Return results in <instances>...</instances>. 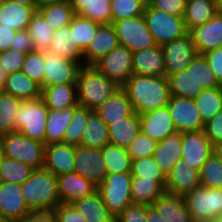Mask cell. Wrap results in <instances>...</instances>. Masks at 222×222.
Masks as SVG:
<instances>
[{
    "label": "cell",
    "mask_w": 222,
    "mask_h": 222,
    "mask_svg": "<svg viewBox=\"0 0 222 222\" xmlns=\"http://www.w3.org/2000/svg\"><path fill=\"white\" fill-rule=\"evenodd\" d=\"M122 88L138 115L166 107L171 96L166 76L133 74Z\"/></svg>",
    "instance_id": "6da1fadb"
},
{
    "label": "cell",
    "mask_w": 222,
    "mask_h": 222,
    "mask_svg": "<svg viewBox=\"0 0 222 222\" xmlns=\"http://www.w3.org/2000/svg\"><path fill=\"white\" fill-rule=\"evenodd\" d=\"M25 203L31 212L55 210L62 203L59 198L57 177L45 168L34 169L21 184Z\"/></svg>",
    "instance_id": "7a4b0ae2"
},
{
    "label": "cell",
    "mask_w": 222,
    "mask_h": 222,
    "mask_svg": "<svg viewBox=\"0 0 222 222\" xmlns=\"http://www.w3.org/2000/svg\"><path fill=\"white\" fill-rule=\"evenodd\" d=\"M120 86L94 65H82L77 78L78 105L95 110Z\"/></svg>",
    "instance_id": "3957f363"
},
{
    "label": "cell",
    "mask_w": 222,
    "mask_h": 222,
    "mask_svg": "<svg viewBox=\"0 0 222 222\" xmlns=\"http://www.w3.org/2000/svg\"><path fill=\"white\" fill-rule=\"evenodd\" d=\"M0 144L5 157L20 161L33 169L43 168L45 144L32 140L19 131L1 136Z\"/></svg>",
    "instance_id": "277c9868"
},
{
    "label": "cell",
    "mask_w": 222,
    "mask_h": 222,
    "mask_svg": "<svg viewBox=\"0 0 222 222\" xmlns=\"http://www.w3.org/2000/svg\"><path fill=\"white\" fill-rule=\"evenodd\" d=\"M48 111L42 98L22 101L14 116V131L45 144Z\"/></svg>",
    "instance_id": "5b68a950"
},
{
    "label": "cell",
    "mask_w": 222,
    "mask_h": 222,
    "mask_svg": "<svg viewBox=\"0 0 222 222\" xmlns=\"http://www.w3.org/2000/svg\"><path fill=\"white\" fill-rule=\"evenodd\" d=\"M183 197L194 222H213L222 215V189L200 186Z\"/></svg>",
    "instance_id": "8992f818"
},
{
    "label": "cell",
    "mask_w": 222,
    "mask_h": 222,
    "mask_svg": "<svg viewBox=\"0 0 222 222\" xmlns=\"http://www.w3.org/2000/svg\"><path fill=\"white\" fill-rule=\"evenodd\" d=\"M131 172L107 174L97 187L105 206L116 218L127 206L133 204L131 198Z\"/></svg>",
    "instance_id": "52a82bcc"
},
{
    "label": "cell",
    "mask_w": 222,
    "mask_h": 222,
    "mask_svg": "<svg viewBox=\"0 0 222 222\" xmlns=\"http://www.w3.org/2000/svg\"><path fill=\"white\" fill-rule=\"evenodd\" d=\"M143 17L157 45L174 41L188 33L183 17L159 11L148 3Z\"/></svg>",
    "instance_id": "ba28073f"
},
{
    "label": "cell",
    "mask_w": 222,
    "mask_h": 222,
    "mask_svg": "<svg viewBox=\"0 0 222 222\" xmlns=\"http://www.w3.org/2000/svg\"><path fill=\"white\" fill-rule=\"evenodd\" d=\"M112 25L118 36L119 44L128 48L132 53L157 45L147 28L143 15L113 21Z\"/></svg>",
    "instance_id": "9c48e42d"
},
{
    "label": "cell",
    "mask_w": 222,
    "mask_h": 222,
    "mask_svg": "<svg viewBox=\"0 0 222 222\" xmlns=\"http://www.w3.org/2000/svg\"><path fill=\"white\" fill-rule=\"evenodd\" d=\"M81 67L80 62L44 51V80L41 89L57 84H77Z\"/></svg>",
    "instance_id": "30bf717a"
},
{
    "label": "cell",
    "mask_w": 222,
    "mask_h": 222,
    "mask_svg": "<svg viewBox=\"0 0 222 222\" xmlns=\"http://www.w3.org/2000/svg\"><path fill=\"white\" fill-rule=\"evenodd\" d=\"M177 132H196L204 130L203 122L195 99L171 95L167 104Z\"/></svg>",
    "instance_id": "8fae6325"
},
{
    "label": "cell",
    "mask_w": 222,
    "mask_h": 222,
    "mask_svg": "<svg viewBox=\"0 0 222 222\" xmlns=\"http://www.w3.org/2000/svg\"><path fill=\"white\" fill-rule=\"evenodd\" d=\"M133 53L123 45H118L109 54L97 61L96 66L109 79L122 87L133 75Z\"/></svg>",
    "instance_id": "7c38bea8"
},
{
    "label": "cell",
    "mask_w": 222,
    "mask_h": 222,
    "mask_svg": "<svg viewBox=\"0 0 222 222\" xmlns=\"http://www.w3.org/2000/svg\"><path fill=\"white\" fill-rule=\"evenodd\" d=\"M161 47L164 56L166 77L186 70L197 55L195 44L189 33L179 39L165 43Z\"/></svg>",
    "instance_id": "4fadbf2b"
},
{
    "label": "cell",
    "mask_w": 222,
    "mask_h": 222,
    "mask_svg": "<svg viewBox=\"0 0 222 222\" xmlns=\"http://www.w3.org/2000/svg\"><path fill=\"white\" fill-rule=\"evenodd\" d=\"M73 172L99 186L107 175L101 149L75 147V164Z\"/></svg>",
    "instance_id": "5bb4252c"
},
{
    "label": "cell",
    "mask_w": 222,
    "mask_h": 222,
    "mask_svg": "<svg viewBox=\"0 0 222 222\" xmlns=\"http://www.w3.org/2000/svg\"><path fill=\"white\" fill-rule=\"evenodd\" d=\"M213 145L204 130L182 133L181 159L200 171L202 165L212 155Z\"/></svg>",
    "instance_id": "9a60e30c"
},
{
    "label": "cell",
    "mask_w": 222,
    "mask_h": 222,
    "mask_svg": "<svg viewBox=\"0 0 222 222\" xmlns=\"http://www.w3.org/2000/svg\"><path fill=\"white\" fill-rule=\"evenodd\" d=\"M30 213L21 185L0 182V218L18 222Z\"/></svg>",
    "instance_id": "2e32d148"
},
{
    "label": "cell",
    "mask_w": 222,
    "mask_h": 222,
    "mask_svg": "<svg viewBox=\"0 0 222 222\" xmlns=\"http://www.w3.org/2000/svg\"><path fill=\"white\" fill-rule=\"evenodd\" d=\"M200 186V171L183 159L177 161L171 172L166 175L165 192L171 194L184 196Z\"/></svg>",
    "instance_id": "e0dca14e"
},
{
    "label": "cell",
    "mask_w": 222,
    "mask_h": 222,
    "mask_svg": "<svg viewBox=\"0 0 222 222\" xmlns=\"http://www.w3.org/2000/svg\"><path fill=\"white\" fill-rule=\"evenodd\" d=\"M188 33L191 35L198 55L222 47V14L217 13L208 22L193 27Z\"/></svg>",
    "instance_id": "ac0fdd59"
},
{
    "label": "cell",
    "mask_w": 222,
    "mask_h": 222,
    "mask_svg": "<svg viewBox=\"0 0 222 222\" xmlns=\"http://www.w3.org/2000/svg\"><path fill=\"white\" fill-rule=\"evenodd\" d=\"M75 164V146L65 143L45 145L44 166L56 177L71 173Z\"/></svg>",
    "instance_id": "d6986e66"
},
{
    "label": "cell",
    "mask_w": 222,
    "mask_h": 222,
    "mask_svg": "<svg viewBox=\"0 0 222 222\" xmlns=\"http://www.w3.org/2000/svg\"><path fill=\"white\" fill-rule=\"evenodd\" d=\"M119 45L118 36L112 24H102L83 51L84 65H94Z\"/></svg>",
    "instance_id": "ffe728a7"
},
{
    "label": "cell",
    "mask_w": 222,
    "mask_h": 222,
    "mask_svg": "<svg viewBox=\"0 0 222 222\" xmlns=\"http://www.w3.org/2000/svg\"><path fill=\"white\" fill-rule=\"evenodd\" d=\"M141 132L159 142L176 132L168 107L139 115Z\"/></svg>",
    "instance_id": "44dd1931"
},
{
    "label": "cell",
    "mask_w": 222,
    "mask_h": 222,
    "mask_svg": "<svg viewBox=\"0 0 222 222\" xmlns=\"http://www.w3.org/2000/svg\"><path fill=\"white\" fill-rule=\"evenodd\" d=\"M59 198L64 204H72L97 191L92 181L81 177L75 172L57 176Z\"/></svg>",
    "instance_id": "7402d4cb"
},
{
    "label": "cell",
    "mask_w": 222,
    "mask_h": 222,
    "mask_svg": "<svg viewBox=\"0 0 222 222\" xmlns=\"http://www.w3.org/2000/svg\"><path fill=\"white\" fill-rule=\"evenodd\" d=\"M133 74L162 77L166 76L161 45L134 52L132 55Z\"/></svg>",
    "instance_id": "603a6c76"
},
{
    "label": "cell",
    "mask_w": 222,
    "mask_h": 222,
    "mask_svg": "<svg viewBox=\"0 0 222 222\" xmlns=\"http://www.w3.org/2000/svg\"><path fill=\"white\" fill-rule=\"evenodd\" d=\"M151 206L166 222H194L183 196L164 192Z\"/></svg>",
    "instance_id": "cb8c5ba5"
},
{
    "label": "cell",
    "mask_w": 222,
    "mask_h": 222,
    "mask_svg": "<svg viewBox=\"0 0 222 222\" xmlns=\"http://www.w3.org/2000/svg\"><path fill=\"white\" fill-rule=\"evenodd\" d=\"M95 112L109 126L112 122L128 118L134 110L126 91L120 87L108 100L96 108Z\"/></svg>",
    "instance_id": "d4e9b609"
},
{
    "label": "cell",
    "mask_w": 222,
    "mask_h": 222,
    "mask_svg": "<svg viewBox=\"0 0 222 222\" xmlns=\"http://www.w3.org/2000/svg\"><path fill=\"white\" fill-rule=\"evenodd\" d=\"M182 156V133L175 132L157 142L153 154L155 162L161 170L168 175L174 164L181 160Z\"/></svg>",
    "instance_id": "484cf974"
},
{
    "label": "cell",
    "mask_w": 222,
    "mask_h": 222,
    "mask_svg": "<svg viewBox=\"0 0 222 222\" xmlns=\"http://www.w3.org/2000/svg\"><path fill=\"white\" fill-rule=\"evenodd\" d=\"M37 10L32 6L5 0L0 6V24L15 31L26 30Z\"/></svg>",
    "instance_id": "4316f807"
},
{
    "label": "cell",
    "mask_w": 222,
    "mask_h": 222,
    "mask_svg": "<svg viewBox=\"0 0 222 222\" xmlns=\"http://www.w3.org/2000/svg\"><path fill=\"white\" fill-rule=\"evenodd\" d=\"M3 91L17 97L21 101L37 100L42 96L40 84L30 79L22 71L7 74Z\"/></svg>",
    "instance_id": "83f0119b"
},
{
    "label": "cell",
    "mask_w": 222,
    "mask_h": 222,
    "mask_svg": "<svg viewBox=\"0 0 222 222\" xmlns=\"http://www.w3.org/2000/svg\"><path fill=\"white\" fill-rule=\"evenodd\" d=\"M41 98L49 109L64 110L77 106V84H57L45 87Z\"/></svg>",
    "instance_id": "f1b7e54d"
},
{
    "label": "cell",
    "mask_w": 222,
    "mask_h": 222,
    "mask_svg": "<svg viewBox=\"0 0 222 222\" xmlns=\"http://www.w3.org/2000/svg\"><path fill=\"white\" fill-rule=\"evenodd\" d=\"M72 205L77 209L86 222H115V217L105 206L100 192L97 190Z\"/></svg>",
    "instance_id": "f546056e"
},
{
    "label": "cell",
    "mask_w": 222,
    "mask_h": 222,
    "mask_svg": "<svg viewBox=\"0 0 222 222\" xmlns=\"http://www.w3.org/2000/svg\"><path fill=\"white\" fill-rule=\"evenodd\" d=\"M75 14L99 24H112L111 0H68Z\"/></svg>",
    "instance_id": "4dcf8cb0"
},
{
    "label": "cell",
    "mask_w": 222,
    "mask_h": 222,
    "mask_svg": "<svg viewBox=\"0 0 222 222\" xmlns=\"http://www.w3.org/2000/svg\"><path fill=\"white\" fill-rule=\"evenodd\" d=\"M110 143L109 126L92 110L82 133L80 146L102 149Z\"/></svg>",
    "instance_id": "1f68e13d"
},
{
    "label": "cell",
    "mask_w": 222,
    "mask_h": 222,
    "mask_svg": "<svg viewBox=\"0 0 222 222\" xmlns=\"http://www.w3.org/2000/svg\"><path fill=\"white\" fill-rule=\"evenodd\" d=\"M47 52L59 55L65 59L74 60L84 65L83 52L73 42L69 26L54 31Z\"/></svg>",
    "instance_id": "d6a6232c"
},
{
    "label": "cell",
    "mask_w": 222,
    "mask_h": 222,
    "mask_svg": "<svg viewBox=\"0 0 222 222\" xmlns=\"http://www.w3.org/2000/svg\"><path fill=\"white\" fill-rule=\"evenodd\" d=\"M140 118L134 112L128 118L109 125V140L111 144L127 148L140 133Z\"/></svg>",
    "instance_id": "836d02e7"
},
{
    "label": "cell",
    "mask_w": 222,
    "mask_h": 222,
    "mask_svg": "<svg viewBox=\"0 0 222 222\" xmlns=\"http://www.w3.org/2000/svg\"><path fill=\"white\" fill-rule=\"evenodd\" d=\"M217 14L216 1L214 0H186L183 16L187 31L195 26L208 22Z\"/></svg>",
    "instance_id": "e575fe53"
},
{
    "label": "cell",
    "mask_w": 222,
    "mask_h": 222,
    "mask_svg": "<svg viewBox=\"0 0 222 222\" xmlns=\"http://www.w3.org/2000/svg\"><path fill=\"white\" fill-rule=\"evenodd\" d=\"M165 188L156 180L132 176L131 198L133 204L151 206Z\"/></svg>",
    "instance_id": "d590c367"
},
{
    "label": "cell",
    "mask_w": 222,
    "mask_h": 222,
    "mask_svg": "<svg viewBox=\"0 0 222 222\" xmlns=\"http://www.w3.org/2000/svg\"><path fill=\"white\" fill-rule=\"evenodd\" d=\"M73 112L74 107L64 110L49 109L46 120L45 145L63 143V137Z\"/></svg>",
    "instance_id": "8d00e7d4"
},
{
    "label": "cell",
    "mask_w": 222,
    "mask_h": 222,
    "mask_svg": "<svg viewBox=\"0 0 222 222\" xmlns=\"http://www.w3.org/2000/svg\"><path fill=\"white\" fill-rule=\"evenodd\" d=\"M170 95L195 99L203 90L202 86H198L191 69H186L177 73H173L168 77Z\"/></svg>",
    "instance_id": "74e56055"
},
{
    "label": "cell",
    "mask_w": 222,
    "mask_h": 222,
    "mask_svg": "<svg viewBox=\"0 0 222 222\" xmlns=\"http://www.w3.org/2000/svg\"><path fill=\"white\" fill-rule=\"evenodd\" d=\"M101 152L107 174L131 172L132 160L126 148L109 143Z\"/></svg>",
    "instance_id": "f35d334b"
},
{
    "label": "cell",
    "mask_w": 222,
    "mask_h": 222,
    "mask_svg": "<svg viewBox=\"0 0 222 222\" xmlns=\"http://www.w3.org/2000/svg\"><path fill=\"white\" fill-rule=\"evenodd\" d=\"M200 116L204 123L222 110V85L203 89L195 98Z\"/></svg>",
    "instance_id": "ab89813d"
},
{
    "label": "cell",
    "mask_w": 222,
    "mask_h": 222,
    "mask_svg": "<svg viewBox=\"0 0 222 222\" xmlns=\"http://www.w3.org/2000/svg\"><path fill=\"white\" fill-rule=\"evenodd\" d=\"M37 11L53 30L68 26L76 15L69 2L43 6Z\"/></svg>",
    "instance_id": "60d3db41"
},
{
    "label": "cell",
    "mask_w": 222,
    "mask_h": 222,
    "mask_svg": "<svg viewBox=\"0 0 222 222\" xmlns=\"http://www.w3.org/2000/svg\"><path fill=\"white\" fill-rule=\"evenodd\" d=\"M100 25L101 24L77 14L68 25L74 44H76L82 52L91 43Z\"/></svg>",
    "instance_id": "b9f144b4"
},
{
    "label": "cell",
    "mask_w": 222,
    "mask_h": 222,
    "mask_svg": "<svg viewBox=\"0 0 222 222\" xmlns=\"http://www.w3.org/2000/svg\"><path fill=\"white\" fill-rule=\"evenodd\" d=\"M26 30L32 39L35 50L47 51L55 30L48 26L38 11L33 15Z\"/></svg>",
    "instance_id": "7bdbcfd3"
},
{
    "label": "cell",
    "mask_w": 222,
    "mask_h": 222,
    "mask_svg": "<svg viewBox=\"0 0 222 222\" xmlns=\"http://www.w3.org/2000/svg\"><path fill=\"white\" fill-rule=\"evenodd\" d=\"M33 170L20 161L4 156L0 164V182L21 185L30 177Z\"/></svg>",
    "instance_id": "ee69618b"
},
{
    "label": "cell",
    "mask_w": 222,
    "mask_h": 222,
    "mask_svg": "<svg viewBox=\"0 0 222 222\" xmlns=\"http://www.w3.org/2000/svg\"><path fill=\"white\" fill-rule=\"evenodd\" d=\"M91 111L92 110L80 105L74 106L73 116L65 131L63 143L75 147L80 146L82 133L87 124L89 113Z\"/></svg>",
    "instance_id": "f6af8a7d"
},
{
    "label": "cell",
    "mask_w": 222,
    "mask_h": 222,
    "mask_svg": "<svg viewBox=\"0 0 222 222\" xmlns=\"http://www.w3.org/2000/svg\"><path fill=\"white\" fill-rule=\"evenodd\" d=\"M21 102L17 97L0 91V137L14 132V116Z\"/></svg>",
    "instance_id": "bcb514c9"
},
{
    "label": "cell",
    "mask_w": 222,
    "mask_h": 222,
    "mask_svg": "<svg viewBox=\"0 0 222 222\" xmlns=\"http://www.w3.org/2000/svg\"><path fill=\"white\" fill-rule=\"evenodd\" d=\"M131 174L136 177L156 180L164 188L166 186V175L155 162L153 156L132 160Z\"/></svg>",
    "instance_id": "7dc6e473"
},
{
    "label": "cell",
    "mask_w": 222,
    "mask_h": 222,
    "mask_svg": "<svg viewBox=\"0 0 222 222\" xmlns=\"http://www.w3.org/2000/svg\"><path fill=\"white\" fill-rule=\"evenodd\" d=\"M147 0H111V18L119 21L141 16L145 12Z\"/></svg>",
    "instance_id": "c3c4849f"
},
{
    "label": "cell",
    "mask_w": 222,
    "mask_h": 222,
    "mask_svg": "<svg viewBox=\"0 0 222 222\" xmlns=\"http://www.w3.org/2000/svg\"><path fill=\"white\" fill-rule=\"evenodd\" d=\"M186 69H191L197 85L202 86L203 89L220 86L203 55L197 54Z\"/></svg>",
    "instance_id": "681fc988"
},
{
    "label": "cell",
    "mask_w": 222,
    "mask_h": 222,
    "mask_svg": "<svg viewBox=\"0 0 222 222\" xmlns=\"http://www.w3.org/2000/svg\"><path fill=\"white\" fill-rule=\"evenodd\" d=\"M200 184L205 188L222 189V163L213 154L200 169Z\"/></svg>",
    "instance_id": "f907efd6"
},
{
    "label": "cell",
    "mask_w": 222,
    "mask_h": 222,
    "mask_svg": "<svg viewBox=\"0 0 222 222\" xmlns=\"http://www.w3.org/2000/svg\"><path fill=\"white\" fill-rule=\"evenodd\" d=\"M21 71L41 85L44 80V51L28 52Z\"/></svg>",
    "instance_id": "816d5d0a"
},
{
    "label": "cell",
    "mask_w": 222,
    "mask_h": 222,
    "mask_svg": "<svg viewBox=\"0 0 222 222\" xmlns=\"http://www.w3.org/2000/svg\"><path fill=\"white\" fill-rule=\"evenodd\" d=\"M156 144L157 142L155 140L151 139L149 136L140 131V133L126 149L127 153L131 157V160H137L153 156L156 149Z\"/></svg>",
    "instance_id": "f5cc1de1"
},
{
    "label": "cell",
    "mask_w": 222,
    "mask_h": 222,
    "mask_svg": "<svg viewBox=\"0 0 222 222\" xmlns=\"http://www.w3.org/2000/svg\"><path fill=\"white\" fill-rule=\"evenodd\" d=\"M25 57L26 53L18 50L0 52V66L6 74L21 71Z\"/></svg>",
    "instance_id": "db71d44e"
},
{
    "label": "cell",
    "mask_w": 222,
    "mask_h": 222,
    "mask_svg": "<svg viewBox=\"0 0 222 222\" xmlns=\"http://www.w3.org/2000/svg\"><path fill=\"white\" fill-rule=\"evenodd\" d=\"M150 206L131 204L115 219V222H147V210Z\"/></svg>",
    "instance_id": "11a10c76"
},
{
    "label": "cell",
    "mask_w": 222,
    "mask_h": 222,
    "mask_svg": "<svg viewBox=\"0 0 222 222\" xmlns=\"http://www.w3.org/2000/svg\"><path fill=\"white\" fill-rule=\"evenodd\" d=\"M147 3L159 11L178 17H183L186 8V0H147Z\"/></svg>",
    "instance_id": "9f6ffc18"
},
{
    "label": "cell",
    "mask_w": 222,
    "mask_h": 222,
    "mask_svg": "<svg viewBox=\"0 0 222 222\" xmlns=\"http://www.w3.org/2000/svg\"><path fill=\"white\" fill-rule=\"evenodd\" d=\"M204 132L212 145L222 142V110L205 123Z\"/></svg>",
    "instance_id": "6f0895ef"
},
{
    "label": "cell",
    "mask_w": 222,
    "mask_h": 222,
    "mask_svg": "<svg viewBox=\"0 0 222 222\" xmlns=\"http://www.w3.org/2000/svg\"><path fill=\"white\" fill-rule=\"evenodd\" d=\"M54 211L58 222H86L72 204L60 203Z\"/></svg>",
    "instance_id": "680465c9"
},
{
    "label": "cell",
    "mask_w": 222,
    "mask_h": 222,
    "mask_svg": "<svg viewBox=\"0 0 222 222\" xmlns=\"http://www.w3.org/2000/svg\"><path fill=\"white\" fill-rule=\"evenodd\" d=\"M218 83L222 85V47L203 54Z\"/></svg>",
    "instance_id": "91938a15"
},
{
    "label": "cell",
    "mask_w": 222,
    "mask_h": 222,
    "mask_svg": "<svg viewBox=\"0 0 222 222\" xmlns=\"http://www.w3.org/2000/svg\"><path fill=\"white\" fill-rule=\"evenodd\" d=\"M10 49L16 51L18 50L26 54L28 52L35 51L34 44L27 30L17 31L15 33V37Z\"/></svg>",
    "instance_id": "94428289"
},
{
    "label": "cell",
    "mask_w": 222,
    "mask_h": 222,
    "mask_svg": "<svg viewBox=\"0 0 222 222\" xmlns=\"http://www.w3.org/2000/svg\"><path fill=\"white\" fill-rule=\"evenodd\" d=\"M18 222H58L54 210L31 212Z\"/></svg>",
    "instance_id": "6125c7cd"
},
{
    "label": "cell",
    "mask_w": 222,
    "mask_h": 222,
    "mask_svg": "<svg viewBox=\"0 0 222 222\" xmlns=\"http://www.w3.org/2000/svg\"><path fill=\"white\" fill-rule=\"evenodd\" d=\"M16 32L17 31L12 28L0 24V52L7 51L11 48Z\"/></svg>",
    "instance_id": "be15d7a7"
},
{
    "label": "cell",
    "mask_w": 222,
    "mask_h": 222,
    "mask_svg": "<svg viewBox=\"0 0 222 222\" xmlns=\"http://www.w3.org/2000/svg\"><path fill=\"white\" fill-rule=\"evenodd\" d=\"M147 222H166L164 221L157 211L150 206L147 210Z\"/></svg>",
    "instance_id": "e7e4bbea"
},
{
    "label": "cell",
    "mask_w": 222,
    "mask_h": 222,
    "mask_svg": "<svg viewBox=\"0 0 222 222\" xmlns=\"http://www.w3.org/2000/svg\"><path fill=\"white\" fill-rule=\"evenodd\" d=\"M68 2V0H37L38 9L43 6L51 5V4H59Z\"/></svg>",
    "instance_id": "03108f58"
},
{
    "label": "cell",
    "mask_w": 222,
    "mask_h": 222,
    "mask_svg": "<svg viewBox=\"0 0 222 222\" xmlns=\"http://www.w3.org/2000/svg\"><path fill=\"white\" fill-rule=\"evenodd\" d=\"M212 154L222 163V142L216 145H213Z\"/></svg>",
    "instance_id": "003e7915"
},
{
    "label": "cell",
    "mask_w": 222,
    "mask_h": 222,
    "mask_svg": "<svg viewBox=\"0 0 222 222\" xmlns=\"http://www.w3.org/2000/svg\"><path fill=\"white\" fill-rule=\"evenodd\" d=\"M14 2H17L18 4H22L25 6H32L36 10L38 9L37 0H12Z\"/></svg>",
    "instance_id": "a7ac6f4b"
},
{
    "label": "cell",
    "mask_w": 222,
    "mask_h": 222,
    "mask_svg": "<svg viewBox=\"0 0 222 222\" xmlns=\"http://www.w3.org/2000/svg\"><path fill=\"white\" fill-rule=\"evenodd\" d=\"M7 74L3 71L2 67L0 66V91H3L6 84Z\"/></svg>",
    "instance_id": "89a4df30"
},
{
    "label": "cell",
    "mask_w": 222,
    "mask_h": 222,
    "mask_svg": "<svg viewBox=\"0 0 222 222\" xmlns=\"http://www.w3.org/2000/svg\"><path fill=\"white\" fill-rule=\"evenodd\" d=\"M217 13L222 14V0H216Z\"/></svg>",
    "instance_id": "2644e50d"
},
{
    "label": "cell",
    "mask_w": 222,
    "mask_h": 222,
    "mask_svg": "<svg viewBox=\"0 0 222 222\" xmlns=\"http://www.w3.org/2000/svg\"><path fill=\"white\" fill-rule=\"evenodd\" d=\"M3 157H4V154L2 152V148H1V144H0V164H1Z\"/></svg>",
    "instance_id": "8c879c8a"
},
{
    "label": "cell",
    "mask_w": 222,
    "mask_h": 222,
    "mask_svg": "<svg viewBox=\"0 0 222 222\" xmlns=\"http://www.w3.org/2000/svg\"><path fill=\"white\" fill-rule=\"evenodd\" d=\"M0 222H14V221L5 220V219H3V218H0Z\"/></svg>",
    "instance_id": "753ad0ef"
},
{
    "label": "cell",
    "mask_w": 222,
    "mask_h": 222,
    "mask_svg": "<svg viewBox=\"0 0 222 222\" xmlns=\"http://www.w3.org/2000/svg\"><path fill=\"white\" fill-rule=\"evenodd\" d=\"M216 222H222V215L217 218Z\"/></svg>",
    "instance_id": "34e18365"
},
{
    "label": "cell",
    "mask_w": 222,
    "mask_h": 222,
    "mask_svg": "<svg viewBox=\"0 0 222 222\" xmlns=\"http://www.w3.org/2000/svg\"><path fill=\"white\" fill-rule=\"evenodd\" d=\"M5 0H0V6H1V4L4 2Z\"/></svg>",
    "instance_id": "11e5206c"
}]
</instances>
